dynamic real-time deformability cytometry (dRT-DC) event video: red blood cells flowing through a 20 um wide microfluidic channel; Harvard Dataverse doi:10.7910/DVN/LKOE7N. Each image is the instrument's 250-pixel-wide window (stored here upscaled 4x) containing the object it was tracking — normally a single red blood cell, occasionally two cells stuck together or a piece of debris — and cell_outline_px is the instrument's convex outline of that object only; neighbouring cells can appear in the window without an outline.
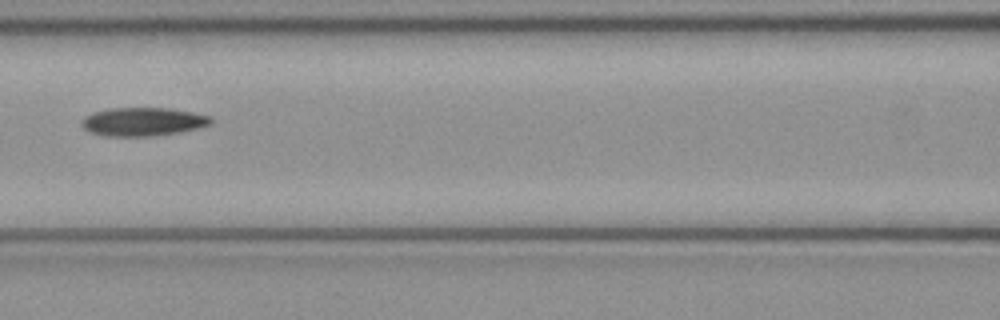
{"species": "common noctule bat (a hibernating species)", "species_latin": "Nyctalus noctula", "temperature_condition": "cold", "stored_images_in_passage": 6, "camera_frame_rate_fps": 3000, "um_per_image_px": 0.085, "animal": {"sex": "female", "body_mass_g": 21.9}, "frame": {"image": 1, "passage_image": 6, "time_ms": 1.667, "image_size_px": [1000, 320], "cell_outline_px": [[212, 124], [200, 128], [180, 132], [156, 136], [104, 136], [88, 132], [80, 124], [84, 116], [92, 112], [108, 108], [168, 108], [192, 112], [212, 116]], "centroid_in_image_um": [12.14, 10.35], "position_along_channel_um": 154.5, "area_um2": 21.79}}